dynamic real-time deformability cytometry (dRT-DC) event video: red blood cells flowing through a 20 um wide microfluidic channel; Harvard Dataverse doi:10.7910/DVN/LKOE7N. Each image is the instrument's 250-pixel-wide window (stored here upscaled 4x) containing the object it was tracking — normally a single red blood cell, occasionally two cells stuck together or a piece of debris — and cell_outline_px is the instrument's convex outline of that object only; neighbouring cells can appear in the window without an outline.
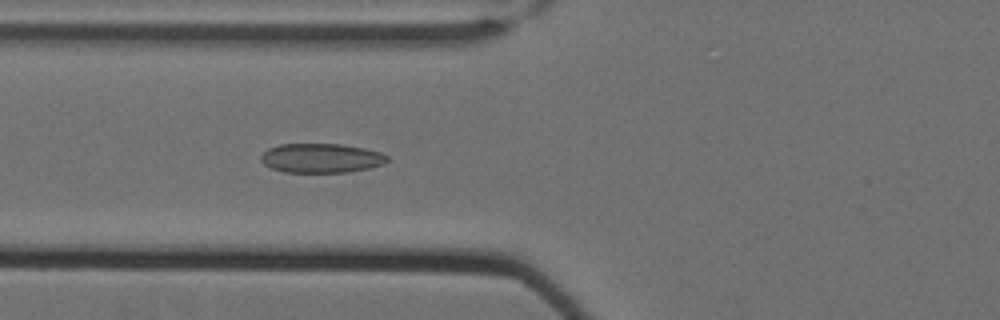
{"species": "Egyptian fruit bat (a non-hibernating species)", "species_latin": "Rousettus aegyptiacus", "temperature_condition": "cold", "stored_images_in_passage": 61, "segment_of_instrument_passage": [1, 2], "camera_frame_rate_fps": 3000, "um_per_image_px": 0.085, "animal": {"sex": "female"}, "frame": {"image": 1, "passage_image": 25, "time_ms": 8.0, "image_size_px": [1000, 320], "cell_outline_px": [[388, 160], [384, 164], [368, 168], [348, 172], [284, 172], [272, 168], [264, 164], [260, 160], [260, 156], [268, 148], [280, 144], [340, 144], [364, 148], [380, 152], [388, 156]], "centroid_in_image_um": [27.29, 13.44], "position_along_channel_um": 98.5, "area_um2": 21.56}}
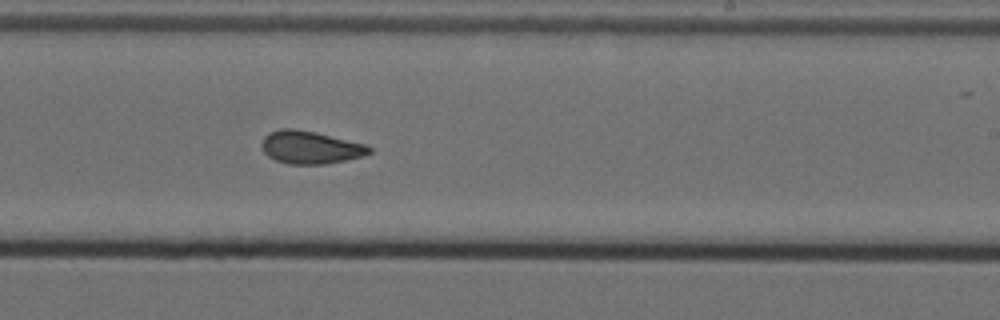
{"frame": {"image": 2, "passage_image": 39, "time_ms": 12.667, "image_size_px": [1000, 320], "cell_outline_px": [[372, 152], [364, 156], [324, 164], [288, 164], [276, 160], [268, 156], [264, 152], [260, 144], [264, 136], [268, 132], [280, 128], [292, 128], [316, 132], [368, 144], [372, 148]], "centroid_in_image_um": [26.38, 12.51], "position_along_channel_um": 262.6, "area_um2": 20.81}}
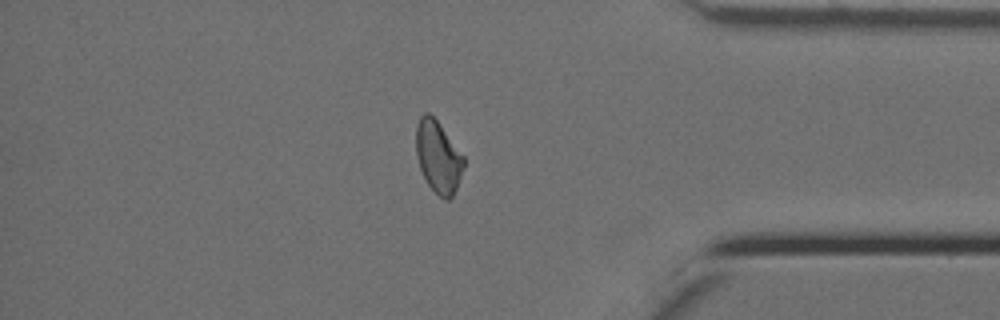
{"frame": {"image": 3, "passage_image": 52, "time_ms": 17.0, "image_size_px": [1000, 320], "cell_outline_px": [[464, 168], [456, 188], [452, 196], [448, 200], [444, 200], [428, 184], [420, 168], [416, 156], [416, 124], [420, 116], [424, 112], [428, 112], [436, 120], [464, 156]], "centroid_in_image_um": [37.23, 13.32], "position_along_channel_um": 398.0, "area_um2": 19.77}}